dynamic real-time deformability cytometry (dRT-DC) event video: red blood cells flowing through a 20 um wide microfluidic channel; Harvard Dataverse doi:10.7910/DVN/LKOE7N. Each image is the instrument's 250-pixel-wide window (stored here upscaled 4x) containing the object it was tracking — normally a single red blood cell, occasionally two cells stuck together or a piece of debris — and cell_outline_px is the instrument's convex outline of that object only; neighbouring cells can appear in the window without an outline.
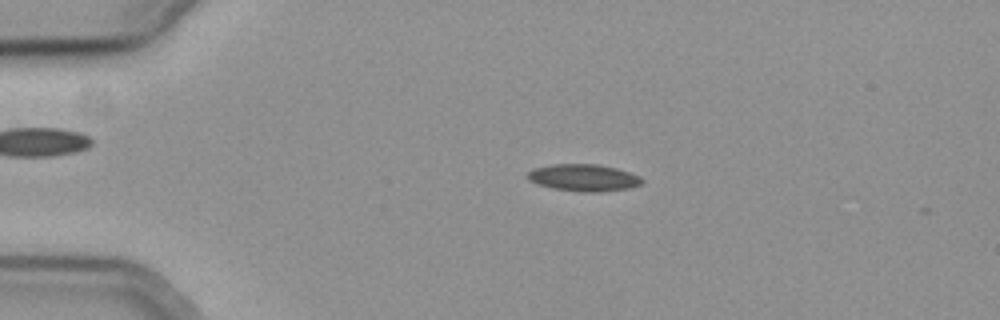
{"species": "common noctule bat (a hibernating species)", "species_latin": "Nyctalus noctula", "temperature_condition": "cold", "stored_images_in_passage": 11, "camera_frame_rate_fps": 3000, "um_per_image_px": 0.085, "animal": {"sex": "female", "body_mass_g": 19.3, "forearm_length_mm": 54.1}, "frame": {"image": 1, "passage_image": 7, "time_ms": 2.0, "image_size_px": [1000, 320], "cell_outline_px": [[644, 184], [628, 188], [600, 192], [584, 192], [552, 188], [536, 184], [528, 180], [524, 176], [532, 168], [552, 164], [596, 164], [616, 168], [640, 176], [644, 180]], "centroid_in_image_um": [49.57, 15.1], "position_along_channel_um": 35.4, "area_um2": 18.21}}